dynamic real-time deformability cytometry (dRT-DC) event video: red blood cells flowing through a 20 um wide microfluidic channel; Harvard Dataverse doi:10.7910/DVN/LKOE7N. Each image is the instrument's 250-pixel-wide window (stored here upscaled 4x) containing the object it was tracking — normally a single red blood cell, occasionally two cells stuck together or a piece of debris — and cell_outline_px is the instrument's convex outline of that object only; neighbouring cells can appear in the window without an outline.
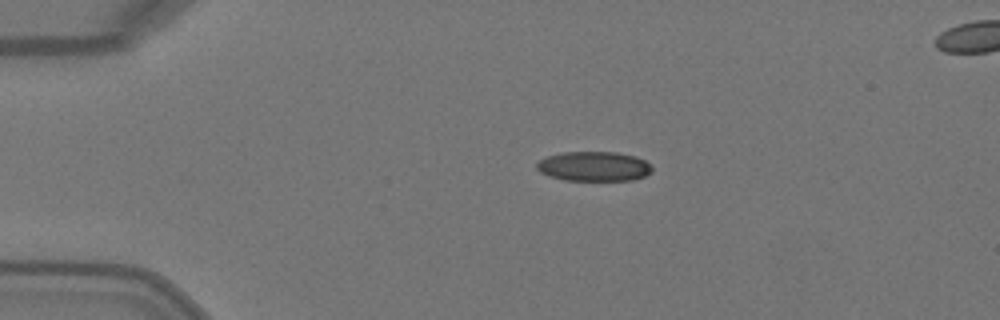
{"species": "Egyptian fruit bat (a non-hibernating species)", "species_latin": "Rousettus aegyptiacus", "temperature_condition": "warm", "stored_images_in_passage": 4, "segment_of_instrument_passage": [1, 2], "camera_frame_rate_fps": 3000, "um_per_image_px": 0.085, "animal": {"sex": "female"}, "frame": {"image": 1, "passage_image": 2, "time_ms": 0.333, "image_size_px": [1000, 320], "cell_outline_px": [[652, 172], [644, 176], [632, 180], [564, 180], [548, 176], [540, 172], [536, 168], [536, 164], [540, 160], [548, 156], [560, 152], [616, 152], [636, 156], [644, 160], [652, 168]], "centroid_in_image_um": [50.46, 14.14], "position_along_channel_um": 34.5, "area_um2": 19.94}}